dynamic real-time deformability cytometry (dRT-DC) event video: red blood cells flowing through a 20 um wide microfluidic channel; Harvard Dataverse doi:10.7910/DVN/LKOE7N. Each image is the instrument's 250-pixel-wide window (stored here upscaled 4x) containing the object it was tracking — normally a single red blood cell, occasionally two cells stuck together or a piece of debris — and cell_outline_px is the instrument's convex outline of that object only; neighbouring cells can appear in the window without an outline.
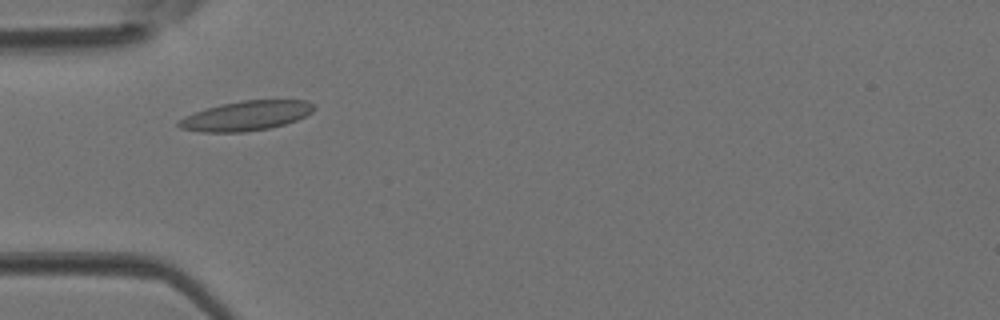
{"species": "Egyptian fruit bat (a non-hibernating species)", "species_latin": "Rousettus aegyptiacus", "temperature_condition": "room temperature", "stored_images_in_passage": 38, "camera_frame_rate_fps": 3000, "um_per_image_px": 0.085, "animal": {"sex": "female"}, "frame": {"image": 1, "passage_image": 9, "time_ms": 2.667, "image_size_px": [1000, 320], "cell_outline_px": [[316, 108], [312, 112], [296, 120], [284, 124], [268, 128], [244, 132], [200, 132], [180, 128], [176, 124], [184, 116], [220, 104], [240, 100], [304, 100], [312, 104]], "centroid_in_image_um": [20.91, 9.84], "position_along_channel_um": 64.1, "area_um2": 23.18}}
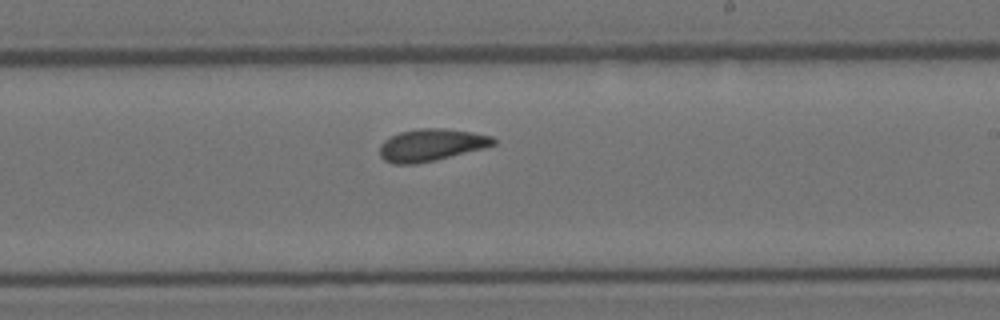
{"frame": {"image": 2, "passage_image": 21, "time_ms": 6.667, "image_size_px": [1000, 320], "cell_outline_px": [[496, 144], [484, 148], [436, 160], [416, 164], [392, 164], [384, 160], [380, 156], [380, 144], [384, 140], [400, 132], [420, 128], [444, 128], [472, 132], [492, 136], [496, 140]], "centroid_in_image_um": [36.65, 12.33], "position_along_channel_um": 252.4, "area_um2": 21.39}}
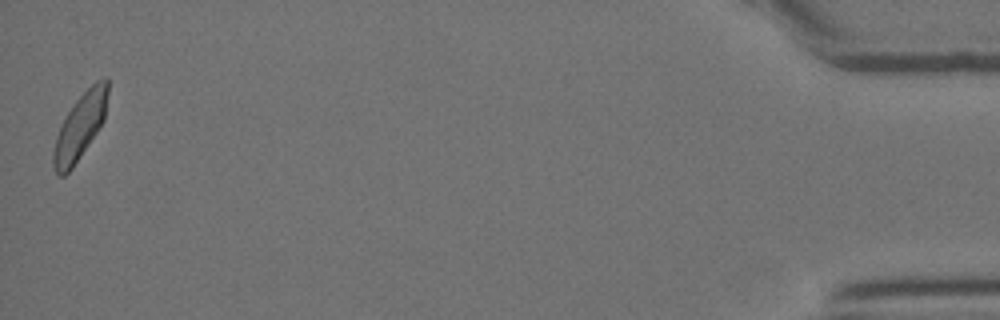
{"frame": {"image": 3, "passage_image": 38, "time_ms": 12.333, "image_size_px": [1000, 320], "cell_outline_px": [[108, 92], [104, 120], [72, 168], [64, 176], [56, 176], [52, 164], [52, 152], [56, 136], [68, 112], [76, 100], [96, 80], [104, 76], [108, 76]], "centroid_in_image_um": [6.79, 10.75], "position_along_channel_um": 428.4, "area_um2": 20.63}}